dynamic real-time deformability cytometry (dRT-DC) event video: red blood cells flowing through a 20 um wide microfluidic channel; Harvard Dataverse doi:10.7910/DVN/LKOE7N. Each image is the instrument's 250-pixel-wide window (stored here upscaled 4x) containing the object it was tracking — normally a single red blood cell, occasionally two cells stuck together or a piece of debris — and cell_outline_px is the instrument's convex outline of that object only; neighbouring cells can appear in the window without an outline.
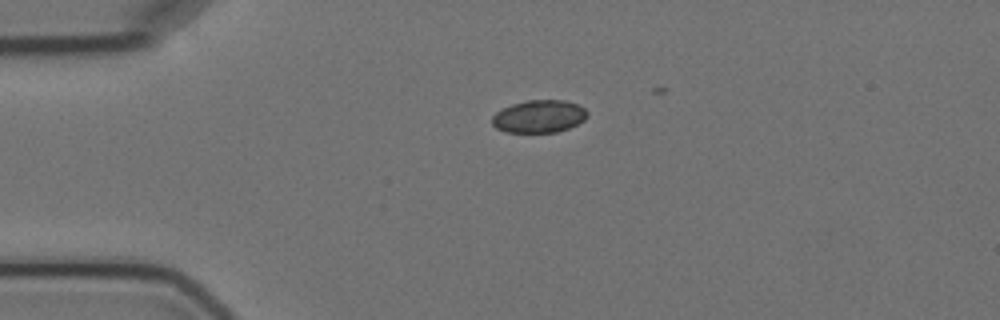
{"species": "Egyptian fruit bat (a non-hibernating species)", "species_latin": "Rousettus aegyptiacus", "temperature_condition": "cold", "stored_images_in_passage": 3, "camera_frame_rate_fps": 3000, "um_per_image_px": 0.085, "animal": {"sex": "female"}, "frame": {"image": 1, "passage_image": 1, "time_ms": 0.0, "image_size_px": [1000, 320], "cell_outline_px": [[588, 116], [584, 120], [568, 128], [556, 132], [504, 132], [496, 128], [492, 124], [492, 116], [496, 112], [512, 104], [528, 100], [564, 100], [576, 104], [584, 108], [588, 112]], "centroid_in_image_um": [45.81, 9.89], "position_along_channel_um": 39.2, "area_um2": 18.03}}
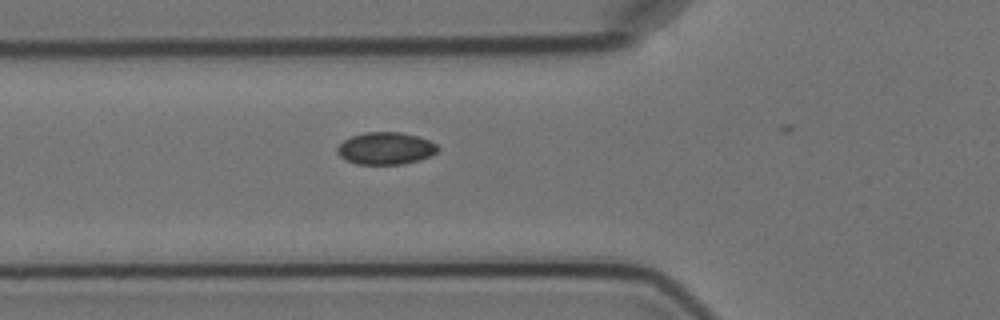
{"frame": {"image": 2, "passage_image": 3, "time_ms": 2.333, "image_size_px": [1000, 320], "cell_outline_px": [[440, 148], [436, 152], [420, 160], [404, 164], [356, 164], [340, 156], [336, 152], [336, 148], [344, 140], [352, 136], [364, 132], [400, 132], [416, 136], [428, 140], [436, 144]], "centroid_in_image_um": [32.77, 12.61], "position_along_channel_um": 93.0, "area_um2": 18.79}}